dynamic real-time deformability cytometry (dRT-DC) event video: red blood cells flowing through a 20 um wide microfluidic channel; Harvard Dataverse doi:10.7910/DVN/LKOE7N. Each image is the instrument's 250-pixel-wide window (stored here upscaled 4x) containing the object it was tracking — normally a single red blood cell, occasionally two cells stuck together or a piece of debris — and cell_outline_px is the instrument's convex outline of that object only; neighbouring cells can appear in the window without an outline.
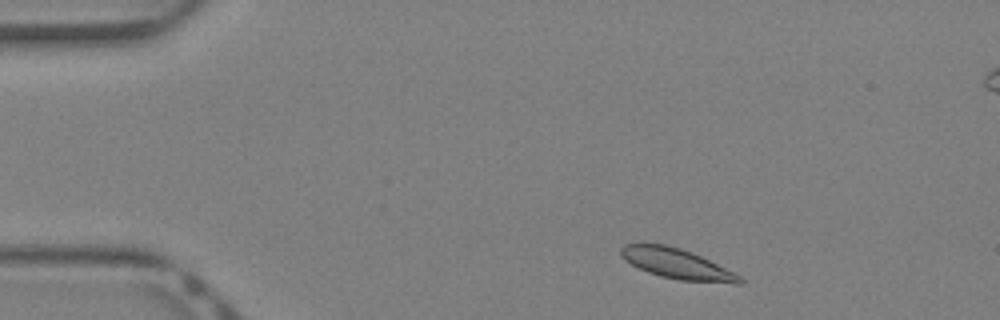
{"species": "Egyptian fruit bat (a non-hibernating species)", "species_latin": "Rousettus aegyptiacus", "temperature_condition": "warm", "stored_images_in_passage": 38, "segment_of_instrument_passage": [1, 2], "camera_frame_rate_fps": 3000, "um_per_image_px": 0.085, "animal": {"sex": "female"}, "frame": {"image": 1, "passage_image": 3, "time_ms": 0.667, "image_size_px": [1000, 320], "cell_outline_px": [[744, 284], [736, 284], [680, 280], [660, 276], [648, 272], [624, 260], [620, 256], [620, 248], [624, 244], [664, 244], [680, 248], [692, 252], [740, 276], [744, 280]], "centroid_in_image_um": [57.52, 22.43], "position_along_channel_um": 27.5, "area_um2": 20.69}}
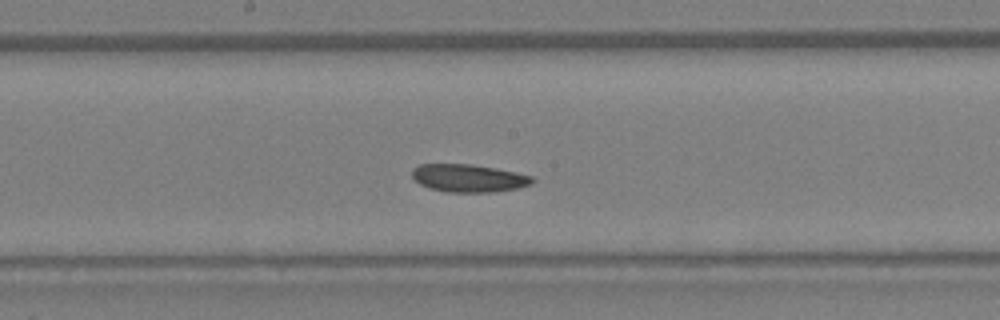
{"frame": {"image": 2, "passage_image": 18, "time_ms": 5.667, "image_size_px": [1000, 320], "cell_outline_px": [[536, 180], [532, 184], [520, 188], [492, 192], [448, 192], [428, 188], [420, 184], [412, 176], [412, 168], [420, 164], [472, 164], [496, 168], [532, 176]], "centroid_in_image_um": [39.85, 15.14], "position_along_channel_um": 208.4, "area_um2": 19.59}}
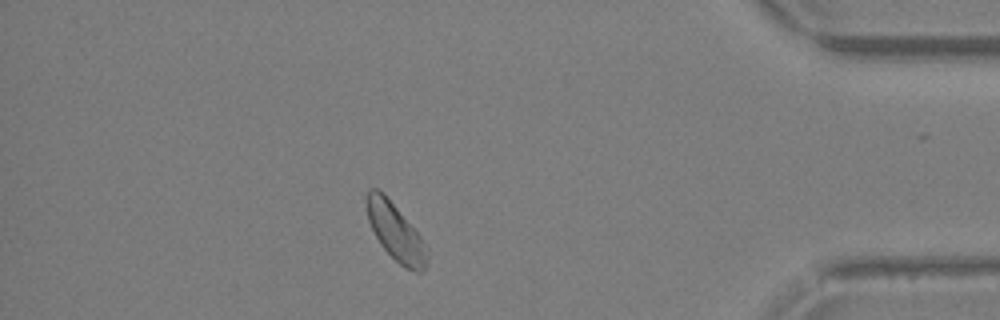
{"frame": {"image": 3, "passage_image": 32, "time_ms": 10.333, "image_size_px": [1000, 320], "cell_outline_px": [[428, 264], [424, 272], [416, 272], [404, 268], [380, 244], [368, 220], [368, 192], [372, 188], [376, 188], [384, 192], [420, 236], [428, 248]], "centroid_in_image_um": [33.68, 19.78], "position_along_channel_um": 401.5, "area_um2": 19.83}}